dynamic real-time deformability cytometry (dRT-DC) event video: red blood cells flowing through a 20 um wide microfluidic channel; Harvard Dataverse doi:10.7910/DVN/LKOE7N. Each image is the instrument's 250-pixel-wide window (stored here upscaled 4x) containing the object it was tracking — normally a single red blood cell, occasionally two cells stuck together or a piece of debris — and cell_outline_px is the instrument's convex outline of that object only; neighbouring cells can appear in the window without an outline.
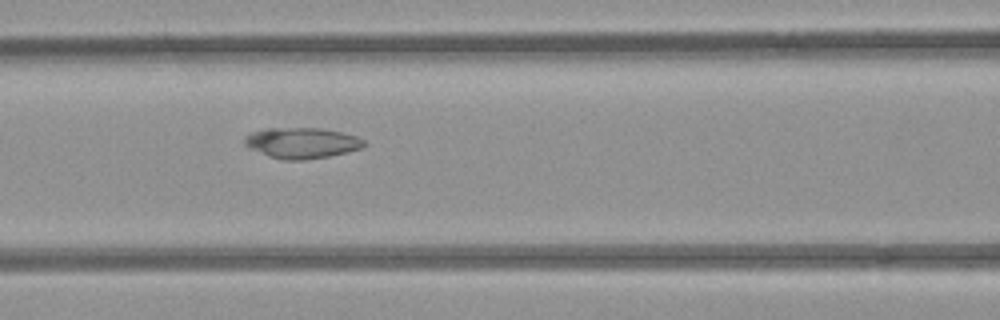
{"species": "common noctule bat (a hibernating species)", "species_latin": "Nyctalus noctula", "temperature_condition": "room temperature", "stored_images_in_passage": 55, "camera_frame_rate_fps": 3000, "um_per_image_px": 0.085, "animal": {"sex": "female", "body_mass_g": 21.9}, "frame": {"image": 1, "passage_image": 22, "time_ms": 7.0, "image_size_px": [1000, 320], "cell_outline_px": [[368, 144], [360, 148], [348, 152], [328, 156], [304, 160], [284, 160], [268, 156], [248, 148], [244, 144], [244, 136], [252, 132], [268, 128], [320, 128], [340, 132], [356, 136], [364, 140]], "centroid_in_image_um": [25.63, 12.15], "position_along_channel_um": 141.0, "area_um2": 21.44}}
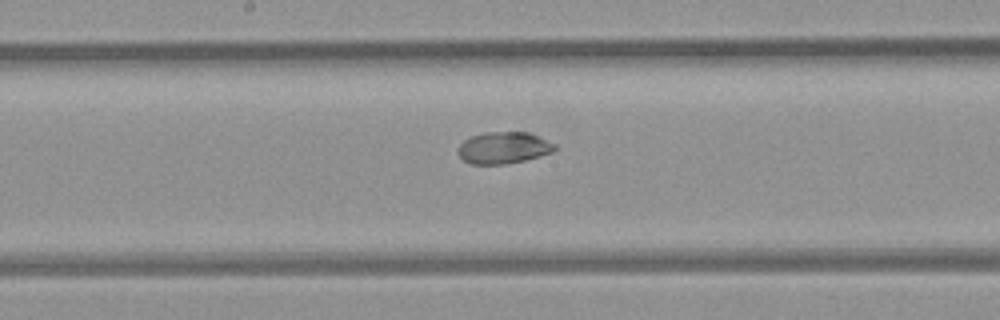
{"frame": {"image": 2, "passage_image": 27, "time_ms": 8.667, "image_size_px": [1000, 320], "cell_outline_px": [[556, 148], [552, 152], [524, 160], [504, 164], [472, 164], [464, 160], [456, 152], [456, 148], [464, 140], [472, 136], [484, 132], [528, 132], [556, 144]], "centroid_in_image_um": [42.77, 12.55], "position_along_channel_um": 205.4, "area_um2": 17.8}}
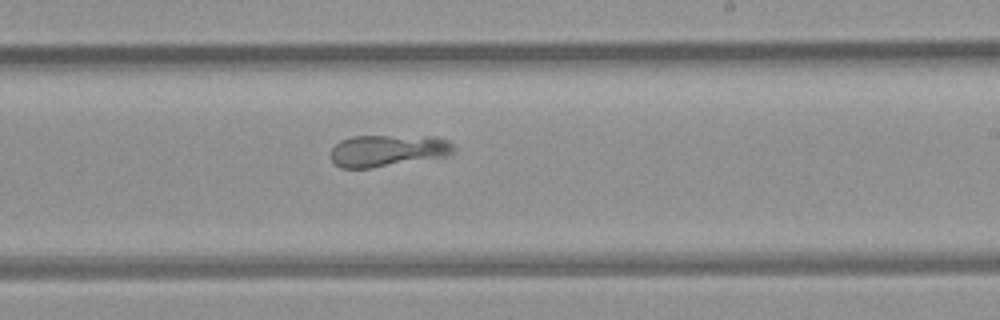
{"frame": {"image": 3, "passage_image": 31, "time_ms": 10.0, "image_size_px": [1000, 320], "cell_outline_px": [[456, 148], [448, 156], [372, 168], [340, 168], [328, 156], [332, 148], [340, 140], [352, 136], [432, 136], [448, 140]], "centroid_in_image_um": [32.94, 12.8], "position_along_channel_um": 256.1, "area_um2": 23.06}}